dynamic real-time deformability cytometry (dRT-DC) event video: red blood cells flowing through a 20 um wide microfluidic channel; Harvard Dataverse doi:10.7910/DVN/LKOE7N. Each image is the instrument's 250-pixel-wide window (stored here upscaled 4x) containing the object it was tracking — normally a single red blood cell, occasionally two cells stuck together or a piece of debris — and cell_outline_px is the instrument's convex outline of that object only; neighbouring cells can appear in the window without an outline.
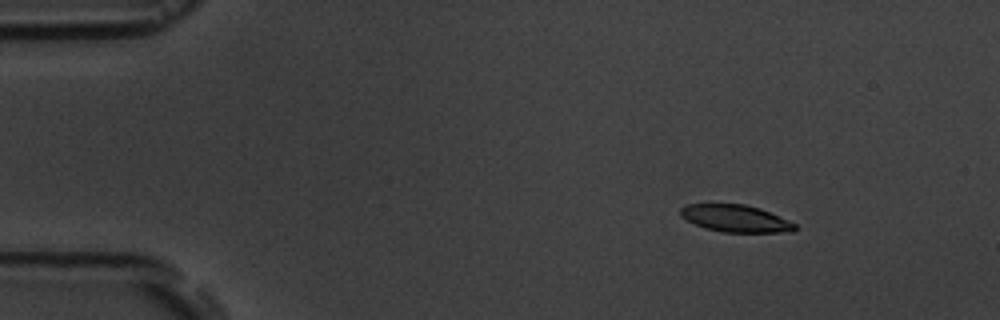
{"species": "common noctule bat (a hibernating species)", "species_latin": "Nyctalus noctula", "temperature_condition": "room temperature", "stored_images_in_passage": 2, "camera_frame_rate_fps": 3000, "um_per_image_px": 0.085, "animal": {"sex": "male", "body_mass_g": 19.5, "forearm_length_mm": 54.6}, "frame": {"image": 1, "passage_image": 1, "time_ms": 0.0, "image_size_px": [1000, 320], "cell_outline_px": [[796, 228], [792, 232], [724, 232], [704, 228], [680, 216], [680, 208], [688, 204], [744, 204], [760, 208], [788, 220], [796, 224]], "centroid_in_image_um": [62.52, 18.57], "position_along_channel_um": 22.5, "area_um2": 17.98}}